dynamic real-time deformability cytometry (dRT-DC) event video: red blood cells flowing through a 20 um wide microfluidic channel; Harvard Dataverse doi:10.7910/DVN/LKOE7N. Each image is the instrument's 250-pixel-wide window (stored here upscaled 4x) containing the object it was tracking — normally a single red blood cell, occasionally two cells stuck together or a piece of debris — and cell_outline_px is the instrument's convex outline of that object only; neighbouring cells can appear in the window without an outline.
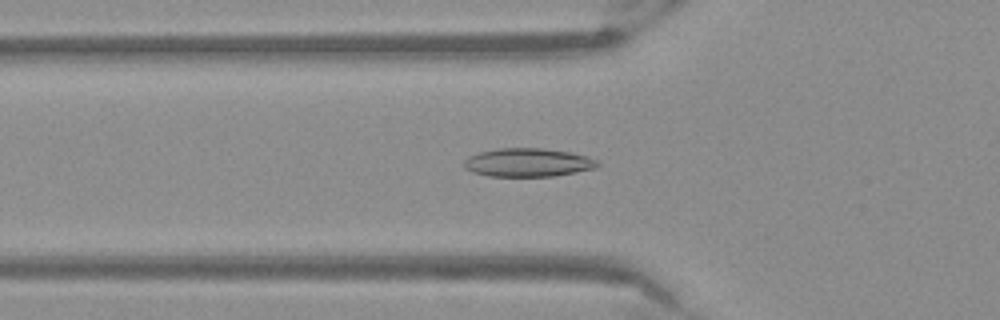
{"species": "Egyptian fruit bat (a non-hibernating species)", "species_latin": "Rousettus aegyptiacus", "temperature_condition": "warm", "stored_images_in_passage": 40, "camera_frame_rate_fps": 3000, "um_per_image_px": 0.085, "frame": {"image": 1, "passage_image": 6, "time_ms": 1.667, "image_size_px": [1000, 320], "cell_outline_px": [[600, 164], [596, 168], [576, 172], [552, 176], [488, 176], [472, 172], [464, 168], [464, 160], [468, 156], [480, 152], [496, 148], [544, 148], [572, 152], [588, 156], [600, 160]], "centroid_in_image_um": [44.9, 13.8], "position_along_channel_um": 80.9, "area_um2": 22.43}}
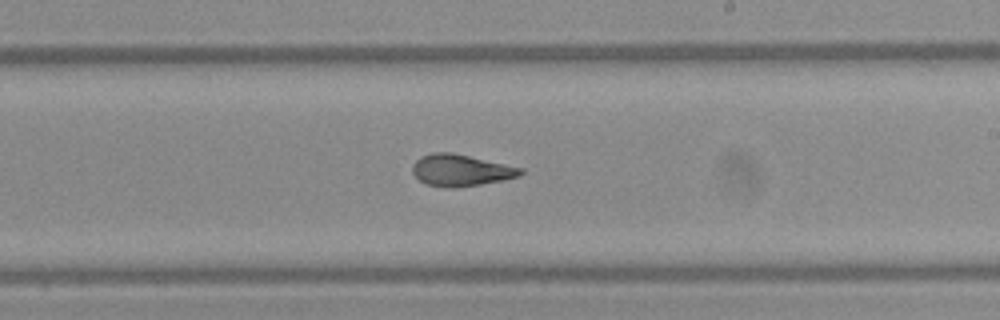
{"frame": {"image": 2, "passage_image": 19, "time_ms": 6.0, "image_size_px": [1000, 320], "cell_outline_px": [[524, 172], [520, 176], [504, 180], [456, 188], [448, 188], [424, 184], [412, 172], [412, 164], [420, 156], [436, 152], [448, 152], [468, 156], [524, 168]], "centroid_in_image_um": [39.17, 14.48], "position_along_channel_um": 249.8, "area_um2": 19.94}}
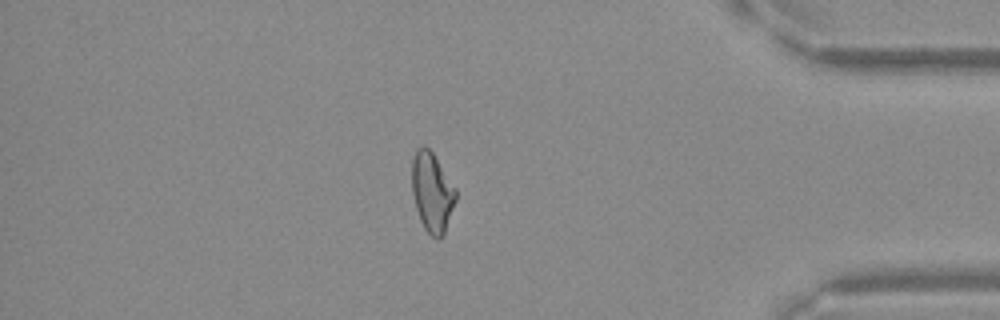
{"frame": {"image": 3, "passage_image": 33, "time_ms": 10.667, "image_size_px": [1000, 320], "cell_outline_px": [[456, 200], [444, 236], [440, 240], [436, 240], [424, 228], [420, 220], [416, 208], [412, 192], [412, 160], [416, 148], [424, 144], [432, 152], [456, 188]], "centroid_in_image_um": [36.73, 16.36], "position_along_channel_um": 398.5, "area_um2": 20.52}}